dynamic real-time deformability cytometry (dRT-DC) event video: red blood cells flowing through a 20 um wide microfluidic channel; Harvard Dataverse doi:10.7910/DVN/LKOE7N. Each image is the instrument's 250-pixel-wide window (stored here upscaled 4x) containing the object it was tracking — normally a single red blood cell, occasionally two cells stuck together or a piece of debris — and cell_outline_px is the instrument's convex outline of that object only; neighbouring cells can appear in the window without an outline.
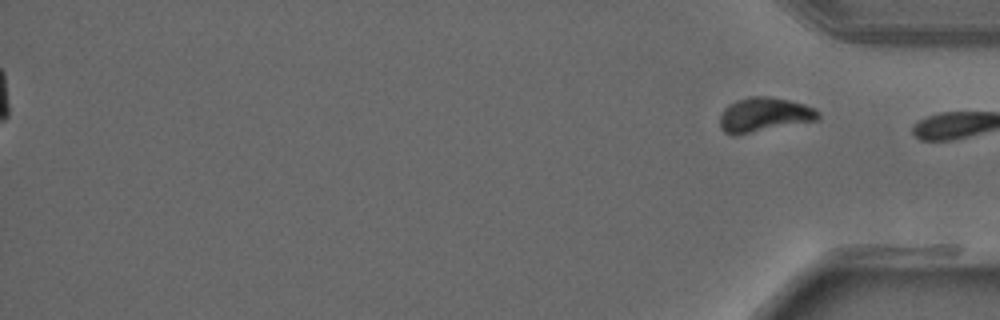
{"species": "common noctule bat (a hibernating species)", "species_latin": "Nyctalus noctula", "temperature_condition": "warm", "stored_images_in_passage": 39, "segment_of_instrument_passage": [2, 2], "camera_frame_rate_fps": 3000, "um_per_image_px": 0.085, "animal": {"sex": "male", "forearm_length_mm": 52.5}, "frame": {"image": 1, "passage_image": 39, "time_ms": 12.667, "image_size_px": [1000, 320], "cell_outline_px": [[820, 120], [736, 136], [724, 132], [720, 128], [720, 116], [724, 108], [728, 104], [736, 100], [748, 96], [768, 96], [788, 100], [804, 104], [820, 112]], "centroid_in_image_um": [64.95, 9.77], "position_along_channel_um": 370.3, "area_um2": 20.06}}